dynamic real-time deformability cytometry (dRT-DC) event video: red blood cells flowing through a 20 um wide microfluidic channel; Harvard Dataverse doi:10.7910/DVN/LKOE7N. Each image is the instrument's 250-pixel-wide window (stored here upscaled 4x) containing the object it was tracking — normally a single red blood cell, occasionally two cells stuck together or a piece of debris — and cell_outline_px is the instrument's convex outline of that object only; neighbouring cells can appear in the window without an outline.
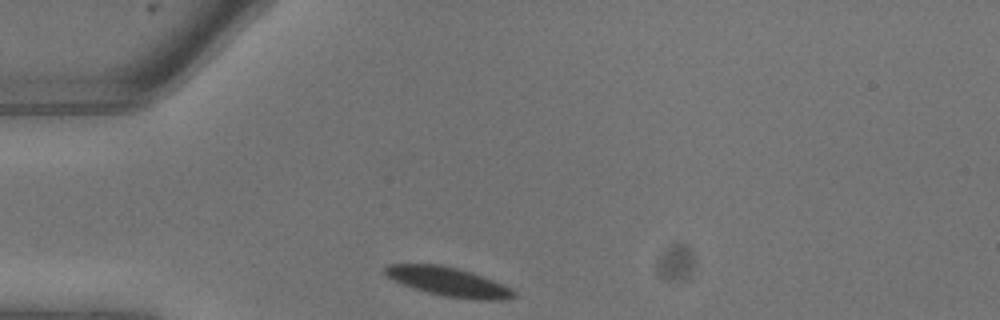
{"species": "common noctule bat (a hibernating species)", "species_latin": "Nyctalus noctula", "temperature_condition": "warm", "stored_images_in_passage": 12, "camera_frame_rate_fps": 3000, "um_per_image_px": 0.085, "animal": {"sex": "male", "body_mass_g": 13.3}, "frame": {"image": 1, "passage_image": 1, "time_ms": 0.0, "image_size_px": [1000, 320], "cell_outline_px": [[516, 296], [500, 300], [480, 300], [444, 296], [428, 292], [404, 284], [388, 276], [384, 272], [384, 268], [388, 264], [440, 264], [472, 272], [492, 280], [516, 292]], "centroid_in_image_um": [38.12, 23.94], "position_along_channel_um": 46.9, "area_um2": 21.21}}
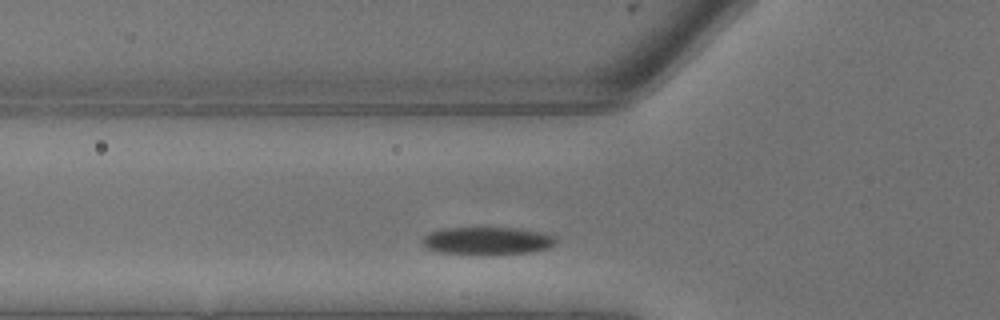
{"frame": {"image": 2, "passage_image": 3, "time_ms": 0.667, "image_size_px": [1000, 320], "cell_outline_px": [[556, 244], [548, 248], [528, 252], [492, 256], [480, 256], [440, 252], [424, 248], [424, 236], [428, 232], [444, 228], [520, 228], [540, 232], [556, 236]], "centroid_in_image_um": [41.42, 20.49], "position_along_channel_um": 84.4, "area_um2": 22.08}}
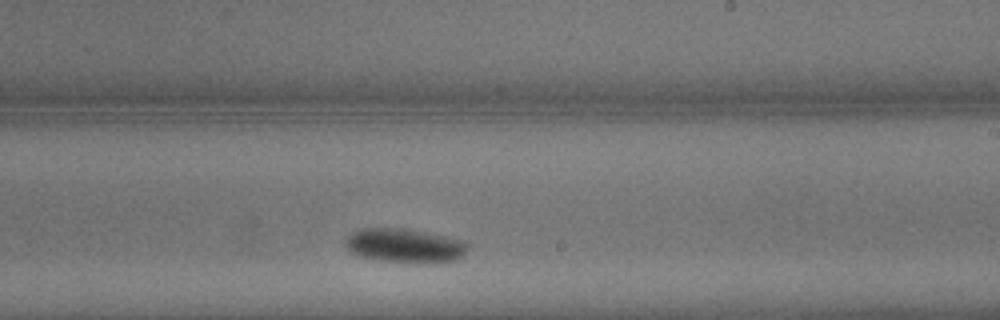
{"frame": {"image": 3, "passage_image": 9, "time_ms": 2.667, "image_size_px": [1000, 320], "cell_outline_px": [[468, 244], [460, 260], [424, 264], [404, 264], [372, 260], [360, 256], [352, 252], [344, 244], [348, 236], [352, 232], [360, 228], [400, 228], [428, 232], [464, 240]], "centroid_in_image_um": [34.41, 20.91], "position_along_channel_um": 254.6, "area_um2": 25.03}}